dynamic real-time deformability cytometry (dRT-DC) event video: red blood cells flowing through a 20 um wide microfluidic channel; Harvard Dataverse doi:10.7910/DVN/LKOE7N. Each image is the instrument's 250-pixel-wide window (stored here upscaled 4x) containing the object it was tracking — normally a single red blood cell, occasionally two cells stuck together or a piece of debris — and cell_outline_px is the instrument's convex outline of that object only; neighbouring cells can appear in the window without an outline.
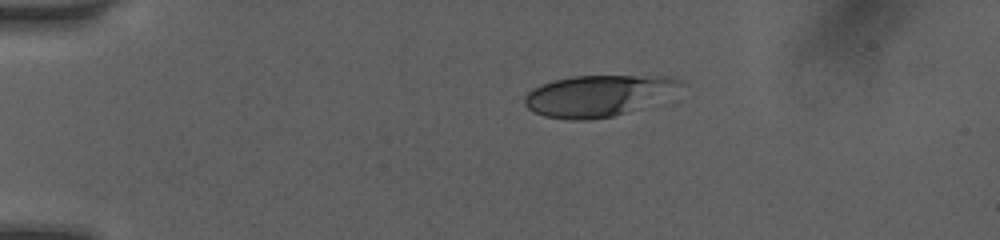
{"species": "human", "species_latin": "Homo sapiens", "temperature_condition": "room temperature", "stored_images_in_passage": 42, "camera_frame_rate_fps": 3000, "um_per_image_px": 0.085, "donor": {"sex": "female"}, "frame": {"image": 1, "passage_image": 1, "time_ms": 0.0, "image_size_px": [1000, 240], "cell_outline_px": [[688, 84], [624, 112], [612, 116], [588, 120], [572, 120], [544, 116], [528, 108], [524, 104], [524, 96], [532, 88], [556, 80], [572, 76], [672, 76]], "centroid_in_image_um": [50.74, 8.11], "position_along_channel_um": 34.3, "area_um2": 36.36}}
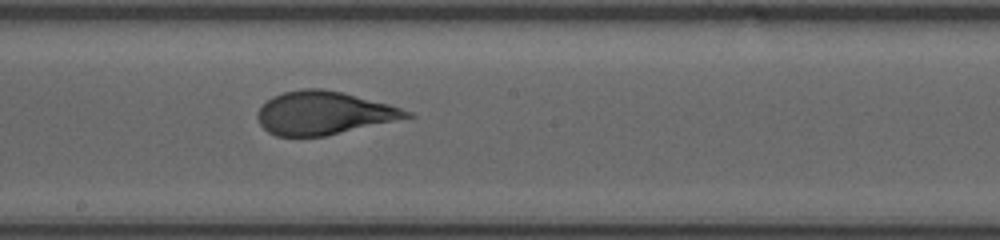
{"frame": {"image": 2, "passage_image": 24, "time_ms": 6.0, "image_size_px": [1000, 240], "cell_outline_px": [[416, 116], [324, 136], [276, 136], [268, 132], [260, 124], [256, 116], [260, 108], [272, 96], [284, 92], [304, 88], [324, 88], [388, 104], [412, 112]], "centroid_in_image_um": [27.5, 9.6], "position_along_channel_um": 220.7, "area_um2": 37.17}}
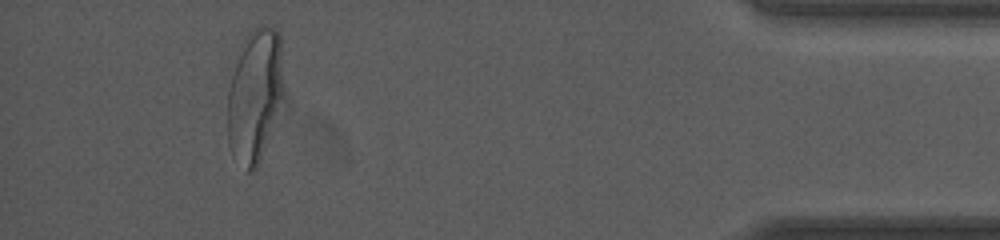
{"frame": {"image": 3, "passage_image": 41, "time_ms": 12.0, "image_size_px": [1000, 240], "cell_outline_px": [[288, 116], [256, 168], [252, 172], [248, 172], [228, 144], [228, 88], [240, 44], [248, 32], [252, 28], [260, 24], [268, 24], [276, 28], [280, 32], [288, 96]], "centroid_in_image_um": [21.85, 8.11], "position_along_channel_um": 413.3, "area_um2": 47.8}, "authors_computed_cell_mechanics": {"area_um2": 37.5122, "velocity_mm_per_s": 4.1079, "shape_relaxation_time_tau1_ms": 4.1885, "shape_relaxation_time_tau2_ms": null, "deformation_change_tau1": 0.185, "deformation_change_tau2": null}}